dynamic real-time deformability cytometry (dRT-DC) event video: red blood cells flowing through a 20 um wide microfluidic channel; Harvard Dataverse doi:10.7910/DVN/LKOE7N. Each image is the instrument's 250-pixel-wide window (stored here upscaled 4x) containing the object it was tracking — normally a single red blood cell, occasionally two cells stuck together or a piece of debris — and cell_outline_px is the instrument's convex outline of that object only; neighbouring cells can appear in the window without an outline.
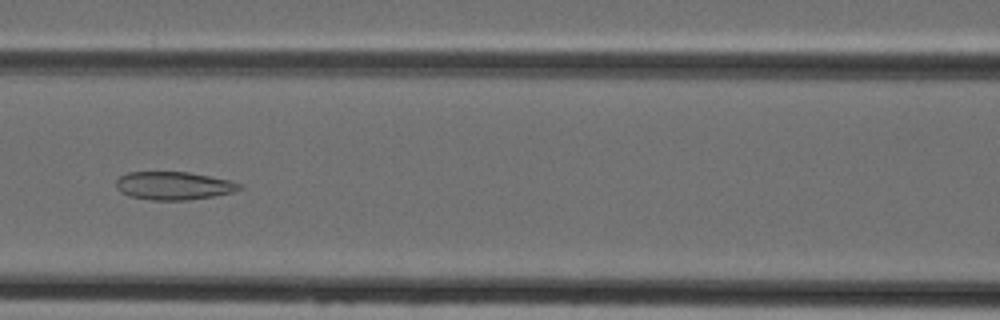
{"species": "Egyptian fruit bat (a non-hibernating species)", "species_latin": "Rousettus aegyptiacus", "temperature_condition": "cold", "stored_images_in_passage": 31, "camera_frame_rate_fps": 3000, "um_per_image_px": 0.085, "animal": {"sex": "female"}, "frame": {"image": 1, "passage_image": 17, "time_ms": 5.333, "image_size_px": [1000, 320], "cell_outline_px": [[244, 188], [232, 192], [212, 196], [184, 200], [152, 200], [128, 196], [120, 192], [116, 188], [116, 180], [120, 176], [128, 172], [188, 172], [232, 180], [244, 184]], "centroid_in_image_um": [14.78, 15.78], "position_along_channel_um": 151.8, "area_um2": 20.35}}
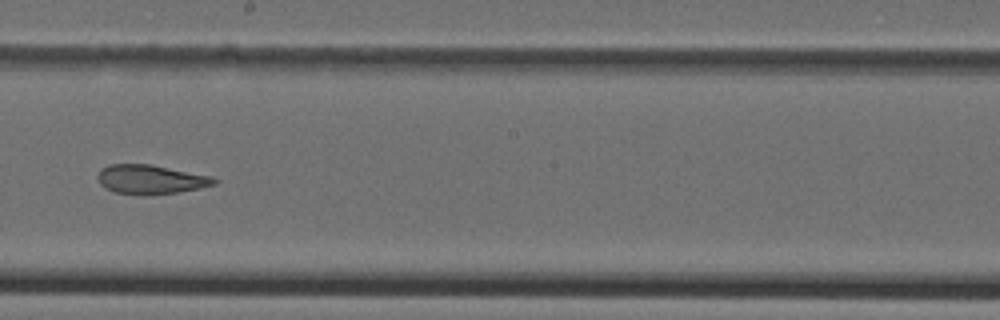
{"frame": {"image": 2, "passage_image": 23, "time_ms": 7.333, "image_size_px": [1000, 320], "cell_outline_px": [[216, 184], [200, 188], [180, 192], [144, 196], [116, 192], [100, 184], [96, 176], [100, 168], [108, 164], [148, 164], [212, 176], [216, 180]], "centroid_in_image_um": [12.78, 15.26], "position_along_channel_um": 235.4, "area_um2": 19.88}}
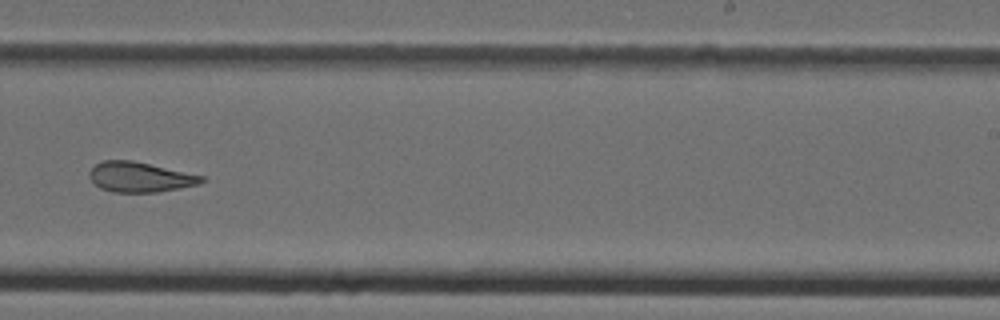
{"frame": {"image": 3, "passage_image": 26, "time_ms": 8.333, "image_size_px": [1000, 320], "cell_outline_px": [[204, 180], [200, 184], [180, 188], [156, 192], [112, 192], [100, 188], [88, 176], [88, 172], [96, 164], [104, 160], [132, 160], [204, 176]], "centroid_in_image_um": [11.88, 15.05], "position_along_channel_um": 277.1, "area_um2": 19.54}}